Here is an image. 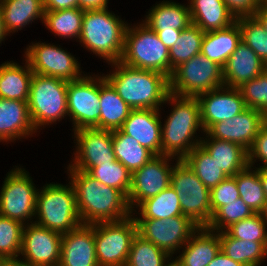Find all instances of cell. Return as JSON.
Instances as JSON below:
<instances>
[{"label": "cell", "mask_w": 267, "mask_h": 266, "mask_svg": "<svg viewBox=\"0 0 267 266\" xmlns=\"http://www.w3.org/2000/svg\"><path fill=\"white\" fill-rule=\"evenodd\" d=\"M82 224L115 222L132 215L127 197L113 187L100 183L85 171L68 167Z\"/></svg>", "instance_id": "obj_1"}, {"label": "cell", "mask_w": 267, "mask_h": 266, "mask_svg": "<svg viewBox=\"0 0 267 266\" xmlns=\"http://www.w3.org/2000/svg\"><path fill=\"white\" fill-rule=\"evenodd\" d=\"M115 70L105 80L132 109H161L169 91V78L157 71L109 63Z\"/></svg>", "instance_id": "obj_2"}, {"label": "cell", "mask_w": 267, "mask_h": 266, "mask_svg": "<svg viewBox=\"0 0 267 266\" xmlns=\"http://www.w3.org/2000/svg\"><path fill=\"white\" fill-rule=\"evenodd\" d=\"M165 102H171L174 107L161 127V155L184 159L202 140L194 136L197 130L204 132L199 100L197 97L169 93Z\"/></svg>", "instance_id": "obj_3"}, {"label": "cell", "mask_w": 267, "mask_h": 266, "mask_svg": "<svg viewBox=\"0 0 267 266\" xmlns=\"http://www.w3.org/2000/svg\"><path fill=\"white\" fill-rule=\"evenodd\" d=\"M127 25L107 8L84 10L79 42L108 63L121 61Z\"/></svg>", "instance_id": "obj_4"}, {"label": "cell", "mask_w": 267, "mask_h": 266, "mask_svg": "<svg viewBox=\"0 0 267 266\" xmlns=\"http://www.w3.org/2000/svg\"><path fill=\"white\" fill-rule=\"evenodd\" d=\"M34 221L49 230L68 233L82 224L77 208L75 190L69 185L47 184L37 192Z\"/></svg>", "instance_id": "obj_5"}, {"label": "cell", "mask_w": 267, "mask_h": 266, "mask_svg": "<svg viewBox=\"0 0 267 266\" xmlns=\"http://www.w3.org/2000/svg\"><path fill=\"white\" fill-rule=\"evenodd\" d=\"M131 27V28H130ZM121 62L144 70L160 72L170 78L169 50L147 25H127Z\"/></svg>", "instance_id": "obj_6"}, {"label": "cell", "mask_w": 267, "mask_h": 266, "mask_svg": "<svg viewBox=\"0 0 267 266\" xmlns=\"http://www.w3.org/2000/svg\"><path fill=\"white\" fill-rule=\"evenodd\" d=\"M67 87L68 81L63 79L33 74L28 110L36 131L68 115Z\"/></svg>", "instance_id": "obj_7"}, {"label": "cell", "mask_w": 267, "mask_h": 266, "mask_svg": "<svg viewBox=\"0 0 267 266\" xmlns=\"http://www.w3.org/2000/svg\"><path fill=\"white\" fill-rule=\"evenodd\" d=\"M175 162L170 185L179 196L182 213L199 227H207L212 219L210 190L183 159Z\"/></svg>", "instance_id": "obj_8"}, {"label": "cell", "mask_w": 267, "mask_h": 266, "mask_svg": "<svg viewBox=\"0 0 267 266\" xmlns=\"http://www.w3.org/2000/svg\"><path fill=\"white\" fill-rule=\"evenodd\" d=\"M223 86V68L202 53L176 67L169 78V91L178 96L197 97Z\"/></svg>", "instance_id": "obj_9"}, {"label": "cell", "mask_w": 267, "mask_h": 266, "mask_svg": "<svg viewBox=\"0 0 267 266\" xmlns=\"http://www.w3.org/2000/svg\"><path fill=\"white\" fill-rule=\"evenodd\" d=\"M137 224L133 214L121 221L94 224L98 266H125Z\"/></svg>", "instance_id": "obj_10"}, {"label": "cell", "mask_w": 267, "mask_h": 266, "mask_svg": "<svg viewBox=\"0 0 267 266\" xmlns=\"http://www.w3.org/2000/svg\"><path fill=\"white\" fill-rule=\"evenodd\" d=\"M0 191V215L6 218L24 222L35 216V188L28 172L23 168L12 169L6 176Z\"/></svg>", "instance_id": "obj_11"}, {"label": "cell", "mask_w": 267, "mask_h": 266, "mask_svg": "<svg viewBox=\"0 0 267 266\" xmlns=\"http://www.w3.org/2000/svg\"><path fill=\"white\" fill-rule=\"evenodd\" d=\"M100 105V76L85 74L78 80L68 81L67 110L74 131L99 129Z\"/></svg>", "instance_id": "obj_12"}, {"label": "cell", "mask_w": 267, "mask_h": 266, "mask_svg": "<svg viewBox=\"0 0 267 266\" xmlns=\"http://www.w3.org/2000/svg\"><path fill=\"white\" fill-rule=\"evenodd\" d=\"M137 233L168 253L171 257L190 239L199 228L187 216L168 219H135ZM179 248V249H178Z\"/></svg>", "instance_id": "obj_13"}, {"label": "cell", "mask_w": 267, "mask_h": 266, "mask_svg": "<svg viewBox=\"0 0 267 266\" xmlns=\"http://www.w3.org/2000/svg\"><path fill=\"white\" fill-rule=\"evenodd\" d=\"M25 60L35 74L73 81L82 78L80 63L68 51L50 43H35L27 47Z\"/></svg>", "instance_id": "obj_14"}, {"label": "cell", "mask_w": 267, "mask_h": 266, "mask_svg": "<svg viewBox=\"0 0 267 266\" xmlns=\"http://www.w3.org/2000/svg\"><path fill=\"white\" fill-rule=\"evenodd\" d=\"M25 223L20 252L23 258L18 261L26 266H59L62 234L34 222Z\"/></svg>", "instance_id": "obj_15"}, {"label": "cell", "mask_w": 267, "mask_h": 266, "mask_svg": "<svg viewBox=\"0 0 267 266\" xmlns=\"http://www.w3.org/2000/svg\"><path fill=\"white\" fill-rule=\"evenodd\" d=\"M173 156L155 155L141 168L132 173L131 186L127 196L133 212L146 199L156 196L170 186L173 167L169 164Z\"/></svg>", "instance_id": "obj_16"}, {"label": "cell", "mask_w": 267, "mask_h": 266, "mask_svg": "<svg viewBox=\"0 0 267 266\" xmlns=\"http://www.w3.org/2000/svg\"><path fill=\"white\" fill-rule=\"evenodd\" d=\"M76 138L75 157L68 167L88 172L91 168L105 163H113L116 158L113 152L112 131L83 128L74 131Z\"/></svg>", "instance_id": "obj_17"}, {"label": "cell", "mask_w": 267, "mask_h": 266, "mask_svg": "<svg viewBox=\"0 0 267 266\" xmlns=\"http://www.w3.org/2000/svg\"><path fill=\"white\" fill-rule=\"evenodd\" d=\"M197 98L204 132L215 123L233 118L247 108L239 88L223 86L201 93Z\"/></svg>", "instance_id": "obj_18"}, {"label": "cell", "mask_w": 267, "mask_h": 266, "mask_svg": "<svg viewBox=\"0 0 267 266\" xmlns=\"http://www.w3.org/2000/svg\"><path fill=\"white\" fill-rule=\"evenodd\" d=\"M266 122L267 118L260 111L246 108L233 118L215 123L207 133L212 138L236 143L248 151Z\"/></svg>", "instance_id": "obj_19"}, {"label": "cell", "mask_w": 267, "mask_h": 266, "mask_svg": "<svg viewBox=\"0 0 267 266\" xmlns=\"http://www.w3.org/2000/svg\"><path fill=\"white\" fill-rule=\"evenodd\" d=\"M59 266H98L94 224H81L62 234Z\"/></svg>", "instance_id": "obj_20"}, {"label": "cell", "mask_w": 267, "mask_h": 266, "mask_svg": "<svg viewBox=\"0 0 267 266\" xmlns=\"http://www.w3.org/2000/svg\"><path fill=\"white\" fill-rule=\"evenodd\" d=\"M161 127L158 109H132L120 129L154 155H161Z\"/></svg>", "instance_id": "obj_21"}, {"label": "cell", "mask_w": 267, "mask_h": 266, "mask_svg": "<svg viewBox=\"0 0 267 266\" xmlns=\"http://www.w3.org/2000/svg\"><path fill=\"white\" fill-rule=\"evenodd\" d=\"M266 69L267 65L241 41L223 67L224 86L239 88L245 82L258 77Z\"/></svg>", "instance_id": "obj_22"}, {"label": "cell", "mask_w": 267, "mask_h": 266, "mask_svg": "<svg viewBox=\"0 0 267 266\" xmlns=\"http://www.w3.org/2000/svg\"><path fill=\"white\" fill-rule=\"evenodd\" d=\"M182 249V254L173 259L177 266H208L221 250L219 232L199 227Z\"/></svg>", "instance_id": "obj_23"}, {"label": "cell", "mask_w": 267, "mask_h": 266, "mask_svg": "<svg viewBox=\"0 0 267 266\" xmlns=\"http://www.w3.org/2000/svg\"><path fill=\"white\" fill-rule=\"evenodd\" d=\"M35 132L29 115L28 101L0 98V142H12Z\"/></svg>", "instance_id": "obj_24"}, {"label": "cell", "mask_w": 267, "mask_h": 266, "mask_svg": "<svg viewBox=\"0 0 267 266\" xmlns=\"http://www.w3.org/2000/svg\"><path fill=\"white\" fill-rule=\"evenodd\" d=\"M200 145L208 152L211 158L227 177H234L246 168L248 164V151L230 141L212 138L207 132Z\"/></svg>", "instance_id": "obj_25"}, {"label": "cell", "mask_w": 267, "mask_h": 266, "mask_svg": "<svg viewBox=\"0 0 267 266\" xmlns=\"http://www.w3.org/2000/svg\"><path fill=\"white\" fill-rule=\"evenodd\" d=\"M191 21L203 32L229 27L236 17L228 9L224 0H189Z\"/></svg>", "instance_id": "obj_26"}, {"label": "cell", "mask_w": 267, "mask_h": 266, "mask_svg": "<svg viewBox=\"0 0 267 266\" xmlns=\"http://www.w3.org/2000/svg\"><path fill=\"white\" fill-rule=\"evenodd\" d=\"M148 13L142 22L152 31H181L192 23L189 5L168 0L153 6Z\"/></svg>", "instance_id": "obj_27"}, {"label": "cell", "mask_w": 267, "mask_h": 266, "mask_svg": "<svg viewBox=\"0 0 267 266\" xmlns=\"http://www.w3.org/2000/svg\"><path fill=\"white\" fill-rule=\"evenodd\" d=\"M240 42L241 30L236 21L227 28L205 32L201 53L223 68Z\"/></svg>", "instance_id": "obj_28"}, {"label": "cell", "mask_w": 267, "mask_h": 266, "mask_svg": "<svg viewBox=\"0 0 267 266\" xmlns=\"http://www.w3.org/2000/svg\"><path fill=\"white\" fill-rule=\"evenodd\" d=\"M33 74L27 61L25 66L13 61L0 65V98L28 101Z\"/></svg>", "instance_id": "obj_29"}, {"label": "cell", "mask_w": 267, "mask_h": 266, "mask_svg": "<svg viewBox=\"0 0 267 266\" xmlns=\"http://www.w3.org/2000/svg\"><path fill=\"white\" fill-rule=\"evenodd\" d=\"M99 129L117 130L128 118L132 108L118 95L113 87L100 75Z\"/></svg>", "instance_id": "obj_30"}, {"label": "cell", "mask_w": 267, "mask_h": 266, "mask_svg": "<svg viewBox=\"0 0 267 266\" xmlns=\"http://www.w3.org/2000/svg\"><path fill=\"white\" fill-rule=\"evenodd\" d=\"M5 29L9 33H15L37 18L43 21V0H0Z\"/></svg>", "instance_id": "obj_31"}, {"label": "cell", "mask_w": 267, "mask_h": 266, "mask_svg": "<svg viewBox=\"0 0 267 266\" xmlns=\"http://www.w3.org/2000/svg\"><path fill=\"white\" fill-rule=\"evenodd\" d=\"M221 251L233 261L245 266H259L267 258V242L241 240L229 236L225 231L219 232Z\"/></svg>", "instance_id": "obj_32"}, {"label": "cell", "mask_w": 267, "mask_h": 266, "mask_svg": "<svg viewBox=\"0 0 267 266\" xmlns=\"http://www.w3.org/2000/svg\"><path fill=\"white\" fill-rule=\"evenodd\" d=\"M112 142L116 160L121 162L131 173L141 168L155 156L121 129L112 131Z\"/></svg>", "instance_id": "obj_33"}, {"label": "cell", "mask_w": 267, "mask_h": 266, "mask_svg": "<svg viewBox=\"0 0 267 266\" xmlns=\"http://www.w3.org/2000/svg\"><path fill=\"white\" fill-rule=\"evenodd\" d=\"M139 208L140 217L135 219H168L175 216H184L180 207L179 196L171 187H167L156 196L146 199Z\"/></svg>", "instance_id": "obj_34"}, {"label": "cell", "mask_w": 267, "mask_h": 266, "mask_svg": "<svg viewBox=\"0 0 267 266\" xmlns=\"http://www.w3.org/2000/svg\"><path fill=\"white\" fill-rule=\"evenodd\" d=\"M84 10L81 8L45 11L43 22L47 29L61 38H80Z\"/></svg>", "instance_id": "obj_35"}, {"label": "cell", "mask_w": 267, "mask_h": 266, "mask_svg": "<svg viewBox=\"0 0 267 266\" xmlns=\"http://www.w3.org/2000/svg\"><path fill=\"white\" fill-rule=\"evenodd\" d=\"M205 35L197 25L191 23L181 30L180 37L169 50L170 76L180 64L201 53L202 40Z\"/></svg>", "instance_id": "obj_36"}, {"label": "cell", "mask_w": 267, "mask_h": 266, "mask_svg": "<svg viewBox=\"0 0 267 266\" xmlns=\"http://www.w3.org/2000/svg\"><path fill=\"white\" fill-rule=\"evenodd\" d=\"M183 160L209 190L227 178L201 145L196 146Z\"/></svg>", "instance_id": "obj_37"}, {"label": "cell", "mask_w": 267, "mask_h": 266, "mask_svg": "<svg viewBox=\"0 0 267 266\" xmlns=\"http://www.w3.org/2000/svg\"><path fill=\"white\" fill-rule=\"evenodd\" d=\"M234 178L242 201L255 213H260L264 208L266 197L259 177V168L252 171V166L248 165Z\"/></svg>", "instance_id": "obj_38"}, {"label": "cell", "mask_w": 267, "mask_h": 266, "mask_svg": "<svg viewBox=\"0 0 267 266\" xmlns=\"http://www.w3.org/2000/svg\"><path fill=\"white\" fill-rule=\"evenodd\" d=\"M170 257L168 253L137 233L132 240L125 266H168L171 263L169 260L172 259Z\"/></svg>", "instance_id": "obj_39"}, {"label": "cell", "mask_w": 267, "mask_h": 266, "mask_svg": "<svg viewBox=\"0 0 267 266\" xmlns=\"http://www.w3.org/2000/svg\"><path fill=\"white\" fill-rule=\"evenodd\" d=\"M24 225L0 215V261L20 259Z\"/></svg>", "instance_id": "obj_40"}, {"label": "cell", "mask_w": 267, "mask_h": 266, "mask_svg": "<svg viewBox=\"0 0 267 266\" xmlns=\"http://www.w3.org/2000/svg\"><path fill=\"white\" fill-rule=\"evenodd\" d=\"M87 173L100 183L120 190L128 196L132 173L118 160L93 167Z\"/></svg>", "instance_id": "obj_41"}, {"label": "cell", "mask_w": 267, "mask_h": 266, "mask_svg": "<svg viewBox=\"0 0 267 266\" xmlns=\"http://www.w3.org/2000/svg\"><path fill=\"white\" fill-rule=\"evenodd\" d=\"M241 41L248 45L267 65V32L255 16L237 17Z\"/></svg>", "instance_id": "obj_42"}, {"label": "cell", "mask_w": 267, "mask_h": 266, "mask_svg": "<svg viewBox=\"0 0 267 266\" xmlns=\"http://www.w3.org/2000/svg\"><path fill=\"white\" fill-rule=\"evenodd\" d=\"M267 222L260 213L235 222L224 231L233 238L254 242H267Z\"/></svg>", "instance_id": "obj_43"}, {"label": "cell", "mask_w": 267, "mask_h": 266, "mask_svg": "<svg viewBox=\"0 0 267 266\" xmlns=\"http://www.w3.org/2000/svg\"><path fill=\"white\" fill-rule=\"evenodd\" d=\"M253 214L255 212L239 197L236 201L220 207L213 214L207 228L216 232L224 231L231 224L248 218Z\"/></svg>", "instance_id": "obj_44"}, {"label": "cell", "mask_w": 267, "mask_h": 266, "mask_svg": "<svg viewBox=\"0 0 267 266\" xmlns=\"http://www.w3.org/2000/svg\"><path fill=\"white\" fill-rule=\"evenodd\" d=\"M239 90L246 107L260 111L267 118V69L258 77L245 82Z\"/></svg>", "instance_id": "obj_45"}, {"label": "cell", "mask_w": 267, "mask_h": 266, "mask_svg": "<svg viewBox=\"0 0 267 266\" xmlns=\"http://www.w3.org/2000/svg\"><path fill=\"white\" fill-rule=\"evenodd\" d=\"M239 191L234 177H227L210 190V205L213 214L223 205H227L239 198Z\"/></svg>", "instance_id": "obj_46"}, {"label": "cell", "mask_w": 267, "mask_h": 266, "mask_svg": "<svg viewBox=\"0 0 267 266\" xmlns=\"http://www.w3.org/2000/svg\"><path fill=\"white\" fill-rule=\"evenodd\" d=\"M256 159L264 164L258 168H267V122L260 128L252 147L248 150L249 166L253 167Z\"/></svg>", "instance_id": "obj_47"}, {"label": "cell", "mask_w": 267, "mask_h": 266, "mask_svg": "<svg viewBox=\"0 0 267 266\" xmlns=\"http://www.w3.org/2000/svg\"><path fill=\"white\" fill-rule=\"evenodd\" d=\"M224 2L236 18L254 16L261 4L260 0H224Z\"/></svg>", "instance_id": "obj_48"}, {"label": "cell", "mask_w": 267, "mask_h": 266, "mask_svg": "<svg viewBox=\"0 0 267 266\" xmlns=\"http://www.w3.org/2000/svg\"><path fill=\"white\" fill-rule=\"evenodd\" d=\"M44 11L78 8V0H43Z\"/></svg>", "instance_id": "obj_49"}, {"label": "cell", "mask_w": 267, "mask_h": 266, "mask_svg": "<svg viewBox=\"0 0 267 266\" xmlns=\"http://www.w3.org/2000/svg\"><path fill=\"white\" fill-rule=\"evenodd\" d=\"M155 33L167 49L170 50L180 37L181 31H155Z\"/></svg>", "instance_id": "obj_50"}, {"label": "cell", "mask_w": 267, "mask_h": 266, "mask_svg": "<svg viewBox=\"0 0 267 266\" xmlns=\"http://www.w3.org/2000/svg\"><path fill=\"white\" fill-rule=\"evenodd\" d=\"M208 266H245L240 262L233 261L227 255H225L221 250L215 256V258L208 264Z\"/></svg>", "instance_id": "obj_51"}, {"label": "cell", "mask_w": 267, "mask_h": 266, "mask_svg": "<svg viewBox=\"0 0 267 266\" xmlns=\"http://www.w3.org/2000/svg\"><path fill=\"white\" fill-rule=\"evenodd\" d=\"M108 0H78V8L82 10H94L108 8Z\"/></svg>", "instance_id": "obj_52"}, {"label": "cell", "mask_w": 267, "mask_h": 266, "mask_svg": "<svg viewBox=\"0 0 267 266\" xmlns=\"http://www.w3.org/2000/svg\"><path fill=\"white\" fill-rule=\"evenodd\" d=\"M254 16L261 22L267 32V5L260 4Z\"/></svg>", "instance_id": "obj_53"}, {"label": "cell", "mask_w": 267, "mask_h": 266, "mask_svg": "<svg viewBox=\"0 0 267 266\" xmlns=\"http://www.w3.org/2000/svg\"><path fill=\"white\" fill-rule=\"evenodd\" d=\"M259 177L267 199V168H259Z\"/></svg>", "instance_id": "obj_54"}, {"label": "cell", "mask_w": 267, "mask_h": 266, "mask_svg": "<svg viewBox=\"0 0 267 266\" xmlns=\"http://www.w3.org/2000/svg\"><path fill=\"white\" fill-rule=\"evenodd\" d=\"M8 35L5 26H4V22H3V17H2V12L0 9V43L2 41H4V39L6 38V36Z\"/></svg>", "instance_id": "obj_55"}, {"label": "cell", "mask_w": 267, "mask_h": 266, "mask_svg": "<svg viewBox=\"0 0 267 266\" xmlns=\"http://www.w3.org/2000/svg\"><path fill=\"white\" fill-rule=\"evenodd\" d=\"M0 266H26V265L22 264L18 260H6V261H0Z\"/></svg>", "instance_id": "obj_56"}, {"label": "cell", "mask_w": 267, "mask_h": 266, "mask_svg": "<svg viewBox=\"0 0 267 266\" xmlns=\"http://www.w3.org/2000/svg\"><path fill=\"white\" fill-rule=\"evenodd\" d=\"M260 214L262 215V218L267 222V199L264 205L263 210L260 212Z\"/></svg>", "instance_id": "obj_57"}, {"label": "cell", "mask_w": 267, "mask_h": 266, "mask_svg": "<svg viewBox=\"0 0 267 266\" xmlns=\"http://www.w3.org/2000/svg\"><path fill=\"white\" fill-rule=\"evenodd\" d=\"M260 3L263 5H267V0H260Z\"/></svg>", "instance_id": "obj_58"}, {"label": "cell", "mask_w": 267, "mask_h": 266, "mask_svg": "<svg viewBox=\"0 0 267 266\" xmlns=\"http://www.w3.org/2000/svg\"><path fill=\"white\" fill-rule=\"evenodd\" d=\"M168 266H177V265L173 262V260H171V263Z\"/></svg>", "instance_id": "obj_59"}]
</instances>
